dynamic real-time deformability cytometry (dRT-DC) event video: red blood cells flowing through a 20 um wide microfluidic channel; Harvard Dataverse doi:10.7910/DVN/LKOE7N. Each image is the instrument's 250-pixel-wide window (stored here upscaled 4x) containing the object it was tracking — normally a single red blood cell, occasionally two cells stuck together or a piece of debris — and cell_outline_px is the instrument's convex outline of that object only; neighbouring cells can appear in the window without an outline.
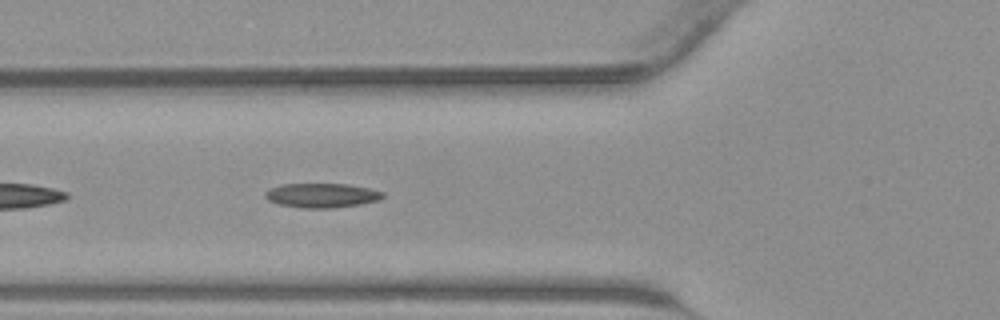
{"species": "common noctule bat (a hibernating species)", "species_latin": "Nyctalus noctula", "temperature_condition": "warm", "stored_images_in_passage": 32, "segment_of_instrument_passage": [2, 2], "camera_frame_rate_fps": 3000, "um_per_image_px": 0.085, "animal": {"sex": "male", "body_mass_g": 23.1, "forearm_length_mm": 52.7}, "frame": {"image": 1, "passage_image": 16, "time_ms": 5.0, "image_size_px": [1000, 320], "cell_outline_px": [[384, 196], [380, 200], [360, 204], [332, 208], [304, 208], [280, 204], [268, 200], [264, 196], [264, 192], [280, 184], [348, 184], [368, 188], [384, 192]], "centroid_in_image_um": [27.36, 16.6], "position_along_channel_um": 98.4, "area_um2": 16.65}}
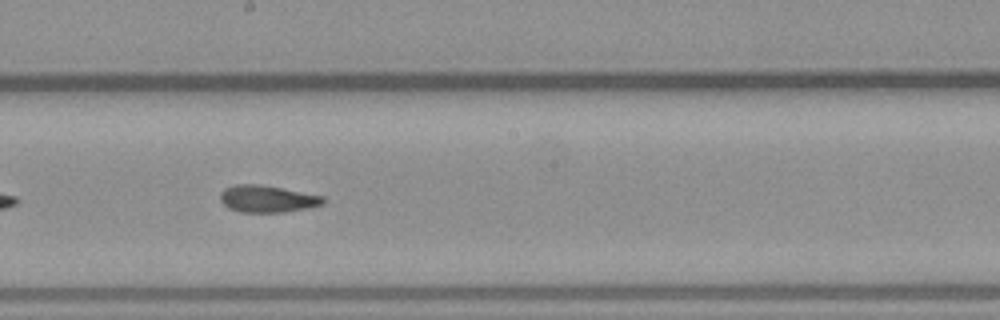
{"frame": {"image": 2, "passage_image": 24, "time_ms": 7.667, "image_size_px": [1000, 320], "cell_outline_px": [[324, 204], [284, 212], [240, 212], [228, 208], [220, 200], [220, 192], [224, 188], [236, 184], [260, 184], [324, 196]], "centroid_in_image_um": [22.68, 16.89], "position_along_channel_um": 225.5, "area_um2": 16.13}}
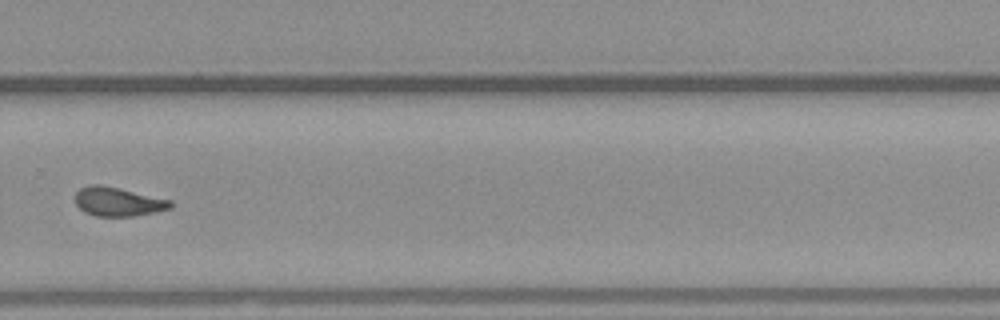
{"frame": {"image": 3, "passage_image": 30, "time_ms": 9.667, "image_size_px": [1000, 320], "cell_outline_px": [[172, 208], [136, 216], [96, 216], [84, 212], [72, 200], [72, 196], [80, 188], [88, 184], [100, 184], [120, 188], [172, 200]], "centroid_in_image_um": [9.98, 17.13], "position_along_channel_um": 319.8, "area_um2": 16.42}}